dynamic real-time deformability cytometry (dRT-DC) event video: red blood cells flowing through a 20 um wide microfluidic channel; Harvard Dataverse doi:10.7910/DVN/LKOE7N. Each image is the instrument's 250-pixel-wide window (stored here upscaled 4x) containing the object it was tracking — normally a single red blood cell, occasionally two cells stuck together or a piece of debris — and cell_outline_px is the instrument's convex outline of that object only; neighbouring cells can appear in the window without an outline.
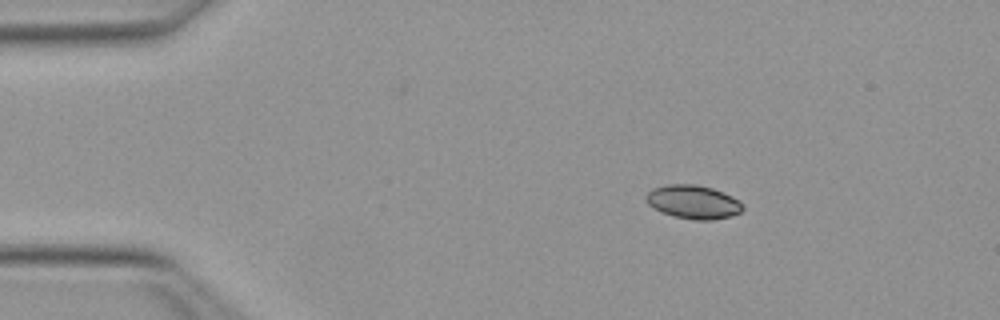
{"species": "Egyptian fruit bat (a non-hibernating species)", "species_latin": "Rousettus aegyptiacus", "temperature_condition": "warm", "stored_images_in_passage": 45, "camera_frame_rate_fps": 3000, "um_per_image_px": 0.085, "animal": {"sex": "female"}, "frame": {"image": 1, "passage_image": 1, "time_ms": 0.0, "image_size_px": [1000, 320], "cell_outline_px": [[744, 208], [740, 212], [732, 216], [712, 220], [696, 220], [672, 216], [660, 212], [652, 208], [648, 204], [644, 196], [652, 188], [668, 184], [696, 184], [712, 188], [732, 196], [740, 200], [744, 204]], "centroid_in_image_um": [58.92, 17.17], "position_along_channel_um": 26.1, "area_um2": 19.25}}
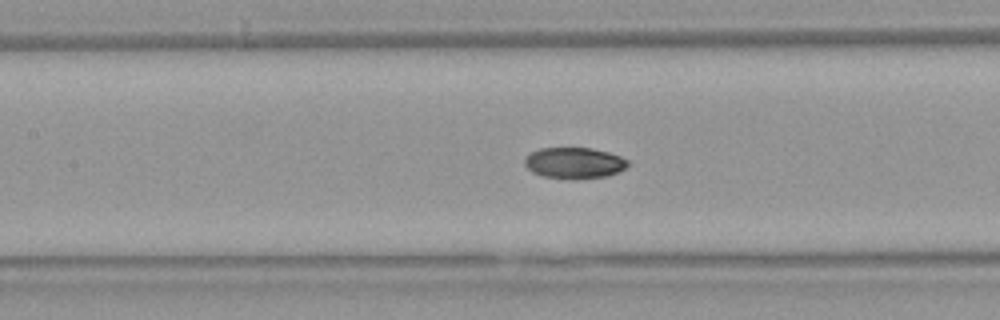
{"frame": {"image": 2, "passage_image": 16, "time_ms": 5.0, "image_size_px": [1000, 320], "cell_outline_px": [[628, 164], [624, 168], [608, 176], [544, 176], [532, 172], [524, 164], [524, 156], [540, 148], [592, 148], [608, 152], [620, 156], [628, 160]], "centroid_in_image_um": [48.78, 13.79], "position_along_channel_um": 158.6, "area_um2": 17.86}}
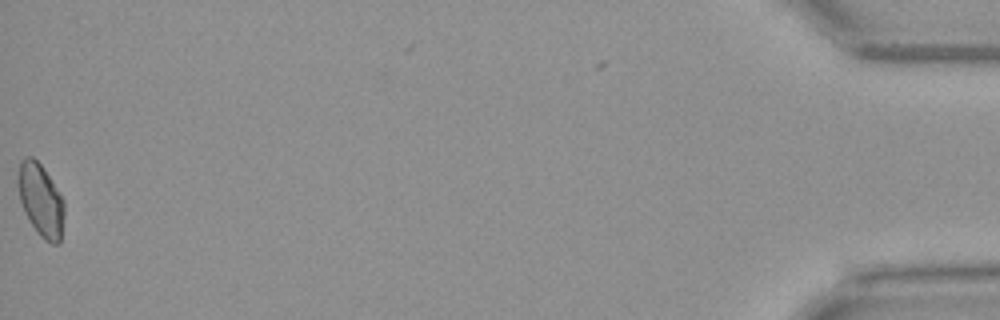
{"frame": {"image": 3, "passage_image": 44, "time_ms": 14.333, "image_size_px": [1000, 320], "cell_outline_px": [[64, 216], [60, 244], [52, 244], [44, 240], [40, 236], [24, 212], [20, 200], [16, 184], [16, 176], [20, 160], [28, 156], [32, 156], [44, 168], [64, 200]], "centroid_in_image_um": [3.44, 16.99], "position_along_channel_um": 431.8, "area_um2": 19.88}, "authors_computed_cell_mechanics": {"area_um2": 19.0162, "velocity_mm_per_s": 4.0228, "shape_relaxation_time_tau1_ms": 3.7444, "shape_relaxation_time_tau2_ms": 3.7962, "deformation_change_tau1": 0.1313, "deformation_change_tau2": 0.0563}}